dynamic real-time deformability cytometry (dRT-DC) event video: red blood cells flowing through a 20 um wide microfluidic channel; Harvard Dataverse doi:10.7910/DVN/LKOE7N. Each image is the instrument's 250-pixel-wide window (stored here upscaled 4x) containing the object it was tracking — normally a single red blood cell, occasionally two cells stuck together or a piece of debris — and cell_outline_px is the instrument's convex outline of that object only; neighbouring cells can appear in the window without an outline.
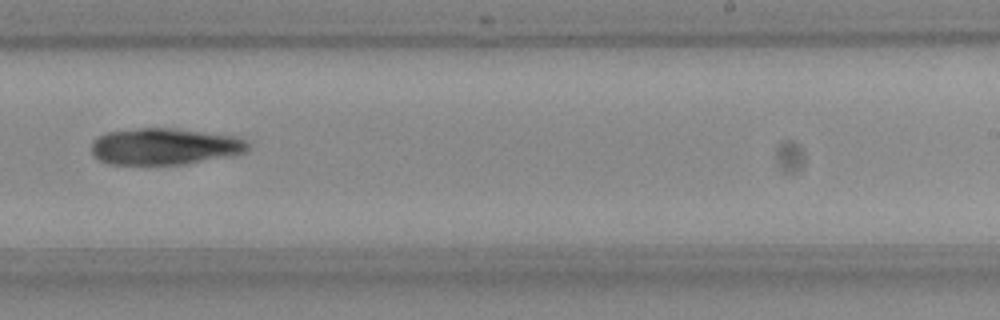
{"species": "Egyptian fruit bat (a non-hibernating species)", "species_latin": "Rousettus aegyptiacus", "temperature_condition": "room temperature", "stored_images_in_passage": 9, "camera_frame_rate_fps": 3000, "um_per_image_px": 0.085, "frame": {"image": 1, "passage_image": 9, "time_ms": 2.667, "image_size_px": [1000, 320], "cell_outline_px": [[248, 148], [244, 152], [228, 156], [184, 164], [108, 164], [100, 160], [92, 152], [92, 144], [100, 136], [108, 132], [140, 128], [172, 128], [240, 136], [248, 140]], "centroid_in_image_um": [14.04, 12.44], "position_along_channel_um": 275.0, "area_um2": 33.12}}